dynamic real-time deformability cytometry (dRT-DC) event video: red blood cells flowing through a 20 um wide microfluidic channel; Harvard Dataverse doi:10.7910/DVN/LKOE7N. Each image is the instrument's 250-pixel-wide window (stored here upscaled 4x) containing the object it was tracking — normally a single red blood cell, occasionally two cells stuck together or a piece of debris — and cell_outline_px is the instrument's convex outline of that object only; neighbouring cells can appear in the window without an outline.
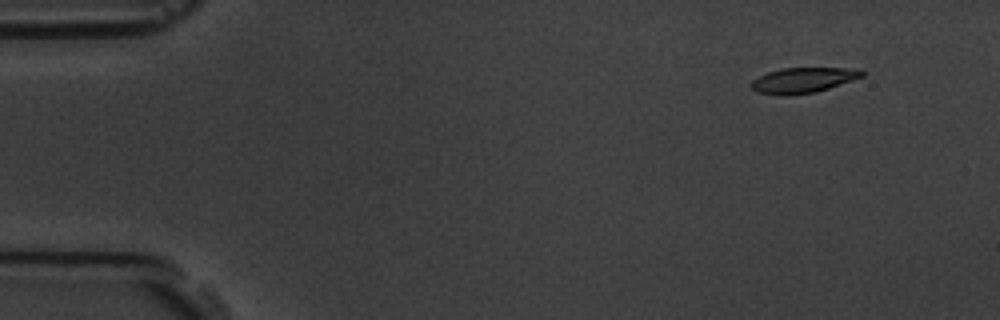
{"species": "common noctule bat (a hibernating species)", "species_latin": "Nyctalus noctula", "temperature_condition": "room temperature", "stored_images_in_passage": 7, "segment_of_instrument_passage": [2, 2], "camera_frame_rate_fps": 3000, "um_per_image_px": 0.085, "animal": {"sex": "male", "body_mass_g": 19.5, "forearm_length_mm": 54.6}, "frame": {"image": 1, "passage_image": 7, "time_ms": 7.0, "image_size_px": [1000, 320], "cell_outline_px": [[864, 76], [816, 92], [788, 96], [780, 96], [756, 92], [748, 84], [752, 80], [768, 72], [784, 68], [860, 68], [864, 72]], "centroid_in_image_um": [68.23, 6.82], "position_along_channel_um": 16.8, "area_um2": 16.47}}